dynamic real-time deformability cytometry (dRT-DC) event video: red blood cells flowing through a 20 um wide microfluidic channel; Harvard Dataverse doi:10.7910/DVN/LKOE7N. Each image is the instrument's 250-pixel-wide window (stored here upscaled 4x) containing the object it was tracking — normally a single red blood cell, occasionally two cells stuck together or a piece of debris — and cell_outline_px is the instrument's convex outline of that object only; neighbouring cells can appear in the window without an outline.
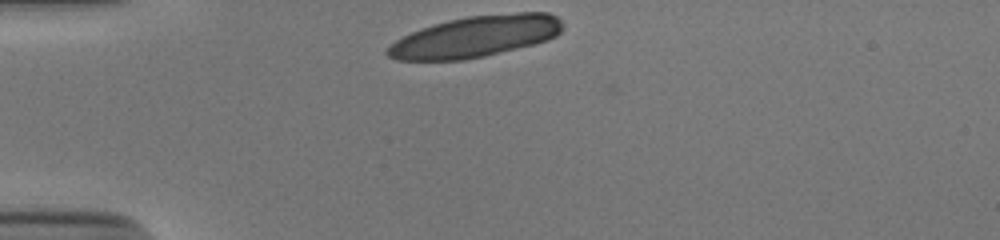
{"species": "human", "species_latin": "Homo sapiens", "temperature_condition": "cold", "stored_images_in_passage": 30, "camera_frame_rate_fps": 3000, "um_per_image_px": 0.085, "donor": {"sex": "male"}, "frame": {"image": 1, "passage_image": 1, "time_ms": 0.0, "image_size_px": [1000, 240], "cell_outline_px": [[560, 32], [556, 36], [548, 40], [484, 56], [464, 60], [396, 60], [388, 56], [384, 52], [396, 40], [412, 32], [432, 24], [448, 20], [468, 16], [516, 12], [548, 12], [556, 16], [560, 20]], "centroid_in_image_um": [40.41, 3.1], "position_along_channel_um": 44.6, "area_um2": 41.85}}
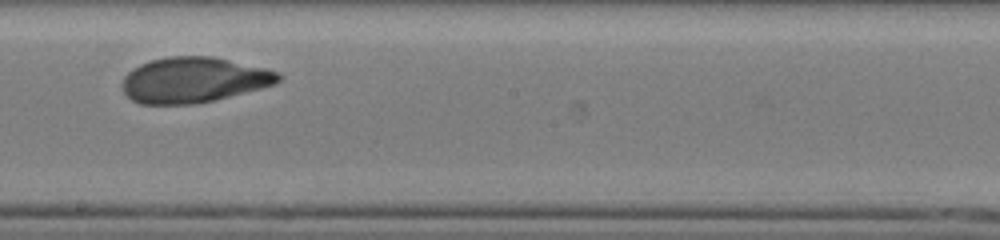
{"frame": {"image": 2, "passage_image": 18, "time_ms": 5.667, "image_size_px": [1000, 240], "cell_outline_px": [[280, 80], [276, 84], [216, 100], [196, 104], [140, 104], [132, 100], [124, 92], [120, 84], [124, 76], [128, 72], [140, 64], [152, 60], [168, 56], [212, 56], [264, 68], [280, 72]], "centroid_in_image_um": [16.44, 6.8], "position_along_channel_um": 231.8, "area_um2": 41.44}}
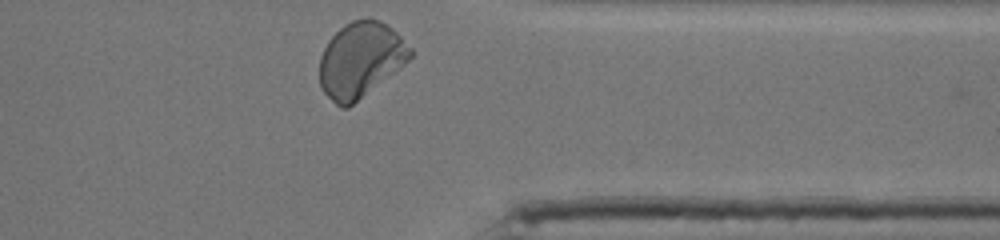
{"frame": {"image": 3, "passage_image": 30, "time_ms": 9.667, "image_size_px": [1000, 240], "cell_outline_px": [[412, 56], [404, 64], [348, 108], [340, 108], [324, 92], [320, 84], [320, 56], [328, 40], [344, 24], [352, 20], [368, 16], [380, 20], [388, 24], [412, 48]], "centroid_in_image_um": [30.64, 5.04], "position_along_channel_um": 380.8, "area_um2": 39.71}, "authors_computed_cell_mechanics": {"area_um2": 41.7894, "velocity_mm_per_s": 3.8422, "shape_relaxation_time_tau1_ms": 6.243, "shape_relaxation_time_tau2_ms": 0.7812, "deformation_change_tau1": 0.2507, "deformation_change_tau2": 0.0586}}